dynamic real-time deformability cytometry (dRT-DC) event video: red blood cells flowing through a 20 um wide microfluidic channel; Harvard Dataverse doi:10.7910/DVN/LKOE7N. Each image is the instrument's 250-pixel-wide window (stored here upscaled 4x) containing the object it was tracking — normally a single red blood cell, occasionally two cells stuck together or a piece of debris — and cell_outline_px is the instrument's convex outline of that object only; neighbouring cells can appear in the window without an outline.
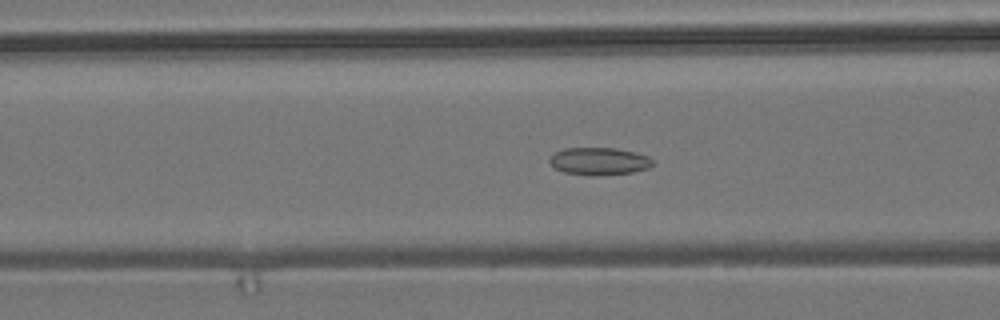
{"species": "common noctule bat (a hibernating species)", "species_latin": "Nyctalus noctula", "temperature_condition": "room temperature", "stored_images_in_passage": 51, "camera_frame_rate_fps": 3000, "um_per_image_px": 0.085, "animal": {"sex": "male", "body_mass_g": 19.2, "forearm_length_mm": 51.8}, "frame": {"image": 1, "passage_image": 17, "time_ms": 5.333, "image_size_px": [1000, 320], "cell_outline_px": [[652, 164], [648, 168], [632, 172], [564, 172], [556, 168], [548, 160], [556, 152], [564, 148], [616, 148], [636, 152], [648, 156], [652, 160]], "centroid_in_image_um": [50.95, 13.63], "position_along_channel_um": 115.7, "area_um2": 15.37}}
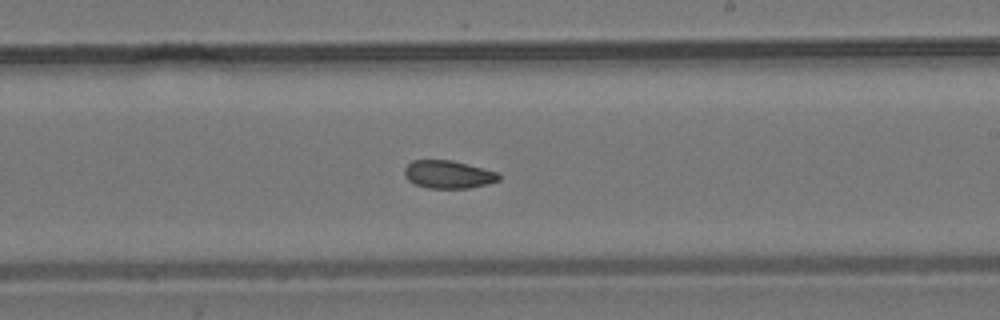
{"frame": {"image": 2, "passage_image": 28, "time_ms": 9.0, "image_size_px": [1000, 320], "cell_outline_px": [[500, 180], [488, 184], [468, 188], [428, 188], [416, 184], [408, 180], [404, 176], [404, 168], [412, 160], [452, 160], [496, 172], [500, 176]], "centroid_in_image_um": [38.08, 14.83], "position_along_channel_um": 250.9, "area_um2": 15.26}}
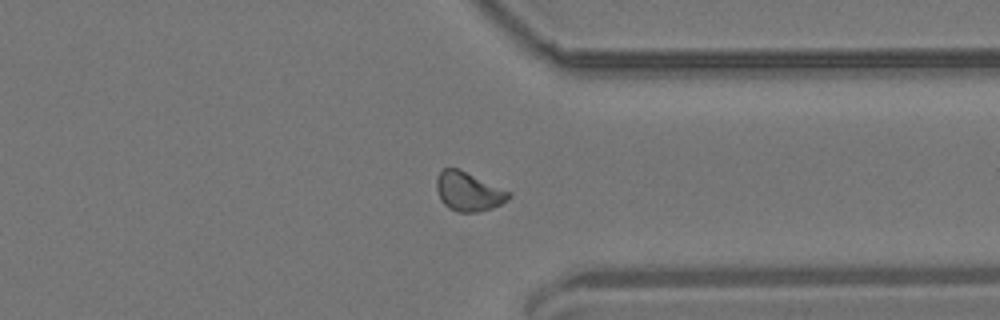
{"frame": {"image": 3, "passage_image": 38, "time_ms": 12.333, "image_size_px": [1000, 320], "cell_outline_px": [[512, 196], [508, 200], [492, 208], [476, 212], [460, 212], [448, 208], [440, 200], [436, 188], [436, 176], [444, 168], [456, 168], [512, 192]], "centroid_in_image_um": [39.81, 16.29], "position_along_channel_um": 371.6, "area_um2": 16.36}, "authors_computed_cell_mechanics": {"area_um2": 16.0106, "velocity_mm_per_s": 3.6875, "shape_relaxation_time_tau1_ms": null, "shape_relaxation_time_tau2_ms": 4.3214, "deformation_change_tau1": null, "deformation_change_tau2": 0.0914}}